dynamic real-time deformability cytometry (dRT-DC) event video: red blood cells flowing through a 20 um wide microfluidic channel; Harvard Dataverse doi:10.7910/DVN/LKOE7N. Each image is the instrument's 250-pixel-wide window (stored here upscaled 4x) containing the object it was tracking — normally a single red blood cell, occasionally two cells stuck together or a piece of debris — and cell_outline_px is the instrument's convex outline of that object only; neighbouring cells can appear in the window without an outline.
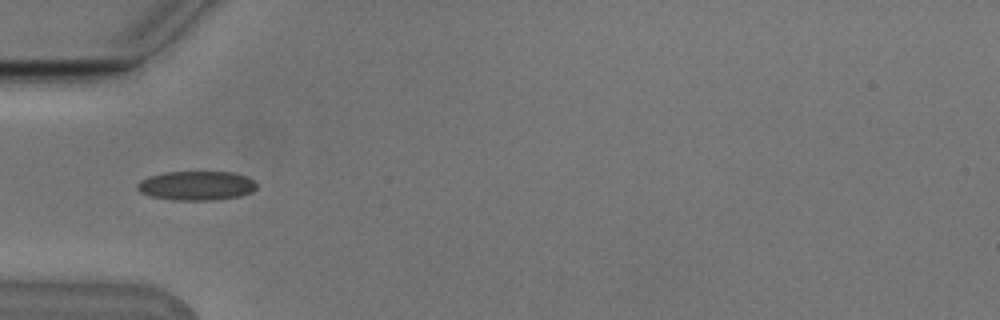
{"species": "Egyptian fruit bat (a non-hibernating species)", "species_latin": "Rousettus aegyptiacus", "temperature_condition": "cold", "stored_images_in_passage": 29, "camera_frame_rate_fps": 3000, "um_per_image_px": 0.085, "animal": {"sex": "male"}, "frame": {"image": 1, "passage_image": 8, "time_ms": 2.333, "image_size_px": [1000, 320], "cell_outline_px": [[256, 188], [252, 192], [240, 196], [212, 200], [172, 200], [152, 196], [140, 192], [136, 188], [136, 184], [140, 180], [148, 176], [164, 172], [232, 172], [248, 176], [256, 184]], "centroid_in_image_um": [16.68, 15.77], "position_along_channel_um": 68.3, "area_um2": 20.4}}
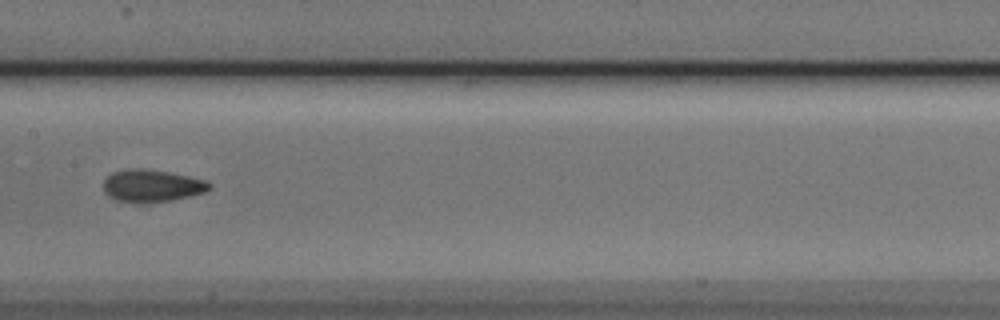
{"frame": {"image": 2, "passage_image": 18, "time_ms": 5.667, "image_size_px": [1000, 320], "cell_outline_px": [[212, 188], [204, 192], [172, 200], [144, 204], [116, 200], [108, 196], [104, 192], [104, 180], [112, 172], [128, 168], [148, 168], [208, 180], [212, 184]], "centroid_in_image_um": [12.91, 15.79], "position_along_channel_um": 194.5, "area_um2": 20.29}}
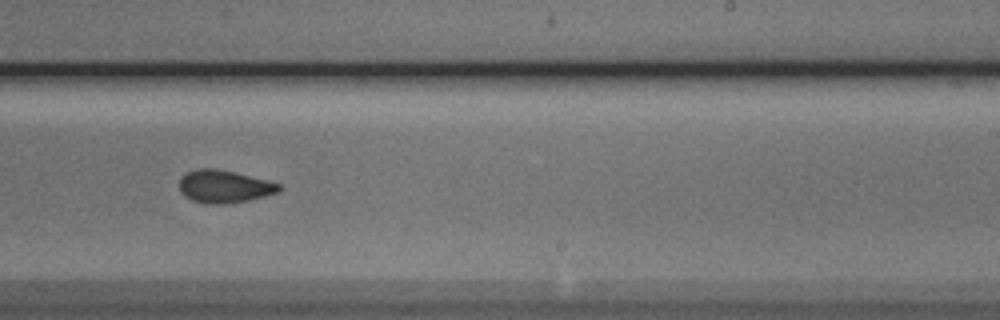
{"frame": {"image": 3, "passage_image": 24, "time_ms": 7.667, "image_size_px": [1000, 320], "cell_outline_px": [[280, 192], [248, 200], [224, 204], [204, 204], [192, 200], [184, 196], [180, 192], [180, 176], [196, 168], [216, 168], [236, 172], [268, 180], [280, 184]], "centroid_in_image_um": [19.04, 15.84], "position_along_channel_um": 270.0, "area_um2": 19.19}}